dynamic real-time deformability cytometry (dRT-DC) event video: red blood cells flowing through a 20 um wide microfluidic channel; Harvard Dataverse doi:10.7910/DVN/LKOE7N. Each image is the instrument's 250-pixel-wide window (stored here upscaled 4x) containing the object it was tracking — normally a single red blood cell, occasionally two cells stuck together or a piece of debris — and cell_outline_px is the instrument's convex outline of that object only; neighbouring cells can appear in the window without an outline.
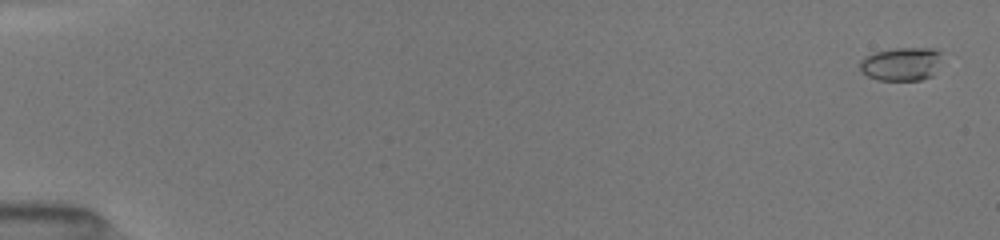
{"species": "common noctule bat (a hibernating species)", "species_latin": "Nyctalus noctula", "temperature_condition": "room temperature", "stored_images_in_passage": 52, "camera_frame_rate_fps": 3000, "um_per_image_px": 0.085, "animal": {"sex": "female", "body_mass_g": 19.5, "forearm_length_mm": 54.1}, "frame": {"image": 1, "passage_image": 2, "time_ms": 0.333, "image_size_px": [1000, 240], "cell_outline_px": [[940, 52], [932, 76], [920, 80], [876, 80], [860, 72], [860, 60], [864, 56], [876, 52], [892, 48], [936, 48]], "centroid_in_image_um": [76.53, 5.44], "position_along_channel_um": 8.5, "area_um2": 15.84}}
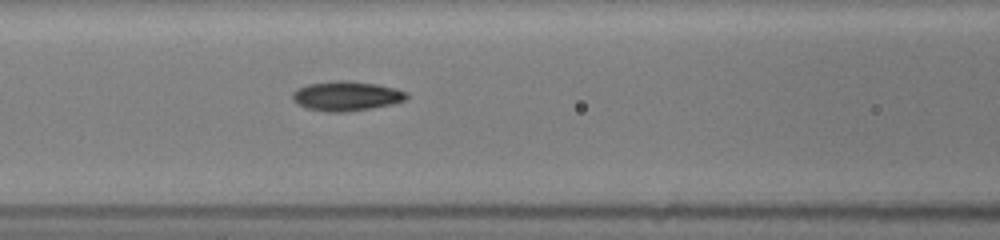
{"frame": {"image": 2, "passage_image": 24, "time_ms": 7.667, "image_size_px": [1000, 240], "cell_outline_px": [[408, 96], [404, 100], [392, 104], [372, 108], [344, 112], [324, 112], [308, 108], [296, 104], [292, 100], [292, 92], [296, 88], [308, 84], [336, 80], [348, 80], [376, 84], [396, 88], [408, 92]], "centroid_in_image_um": [29.42, 8.16], "position_along_channel_um": 137.2, "area_um2": 19.88}}
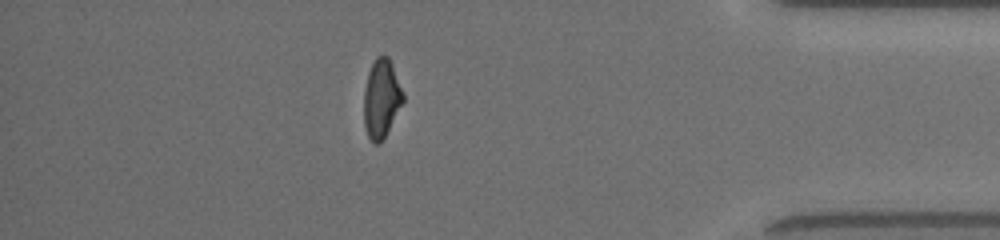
{"frame": {"image": 3, "passage_image": 46, "time_ms": 15.0, "image_size_px": [1000, 240], "cell_outline_px": [[404, 100], [380, 144], [376, 144], [368, 136], [364, 124], [364, 88], [368, 72], [376, 56], [388, 56], [392, 64], [404, 92]], "centroid_in_image_um": [32.42, 8.35], "position_along_channel_um": 402.8, "area_um2": 17.8}, "authors_computed_cell_mechanics": {"area_um2": 17.8024, "velocity_mm_per_s": 4.0648, "shape_relaxation_time_tau1_ms": 6.7818, "shape_relaxation_time_tau2_ms": 2.0586, "deformation_change_tau1": 0.2005, "deformation_change_tau2": 0.089}}